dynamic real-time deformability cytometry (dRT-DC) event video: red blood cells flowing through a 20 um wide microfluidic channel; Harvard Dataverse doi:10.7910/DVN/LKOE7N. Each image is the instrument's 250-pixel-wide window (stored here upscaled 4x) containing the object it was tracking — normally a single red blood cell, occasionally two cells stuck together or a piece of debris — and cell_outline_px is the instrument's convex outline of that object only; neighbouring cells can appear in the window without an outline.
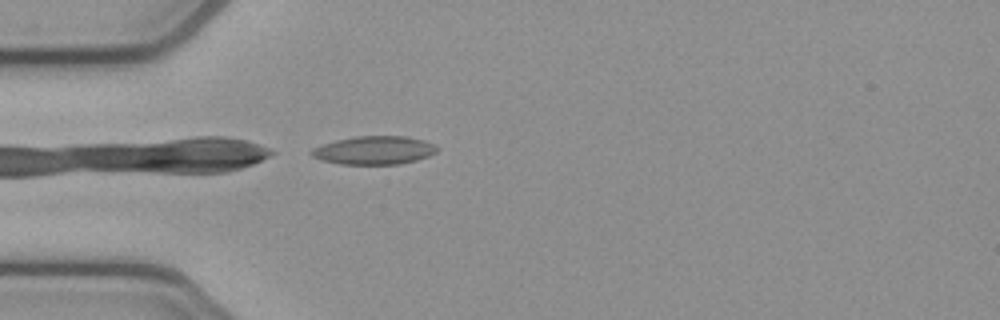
{"species": "common noctule bat (a hibernating species)", "species_latin": "Nyctalus noctula", "temperature_condition": "cold", "stored_images_in_passage": 2, "camera_frame_rate_fps": 3000, "um_per_image_px": 0.085, "animal": {"sex": "female", "body_mass_g": 21.9}, "frame": {"image": 1, "passage_image": 2, "time_ms": 0.333, "image_size_px": [1000, 320], "cell_outline_px": [[440, 148], [436, 152], [428, 156], [416, 160], [400, 164], [340, 164], [320, 160], [312, 156], [308, 152], [312, 148], [336, 140], [356, 136], [408, 136], [424, 140], [436, 144]], "centroid_in_image_um": [31.82, 12.77], "position_along_channel_um": 53.2, "area_um2": 20.92}}